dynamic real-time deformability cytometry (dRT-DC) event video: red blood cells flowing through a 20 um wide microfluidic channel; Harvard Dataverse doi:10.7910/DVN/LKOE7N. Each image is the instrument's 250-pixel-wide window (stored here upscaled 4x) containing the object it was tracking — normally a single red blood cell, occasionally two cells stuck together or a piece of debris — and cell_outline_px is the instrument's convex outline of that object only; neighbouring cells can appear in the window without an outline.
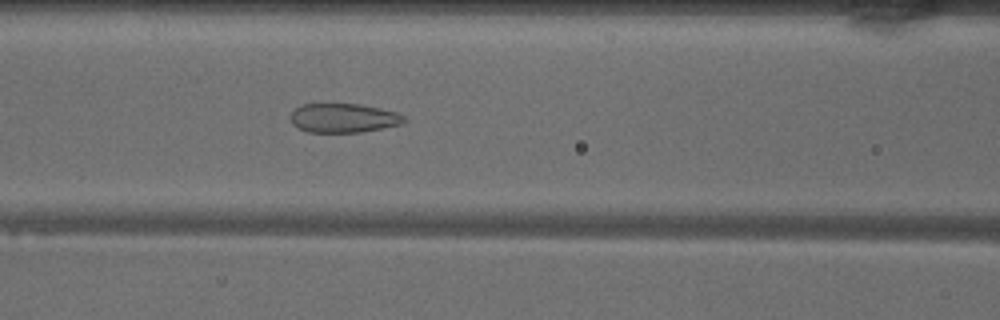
{"species": "common noctule bat (a hibernating species)", "species_latin": "Nyctalus noctula", "temperature_condition": "warm", "stored_images_in_passage": 42, "camera_frame_rate_fps": 3000, "um_per_image_px": 0.085, "animal": {"sex": "male", "body_mass_g": 18.8}, "frame": {"image": 1, "passage_image": 13, "time_ms": 4.0, "image_size_px": [1000, 320], "cell_outline_px": [[408, 120], [400, 124], [360, 132], [308, 132], [292, 124], [292, 112], [300, 104], [360, 104], [380, 108], [396, 112], [404, 116]], "centroid_in_image_um": [29.21, 10.02], "position_along_channel_um": 137.4, "area_um2": 19.07}}
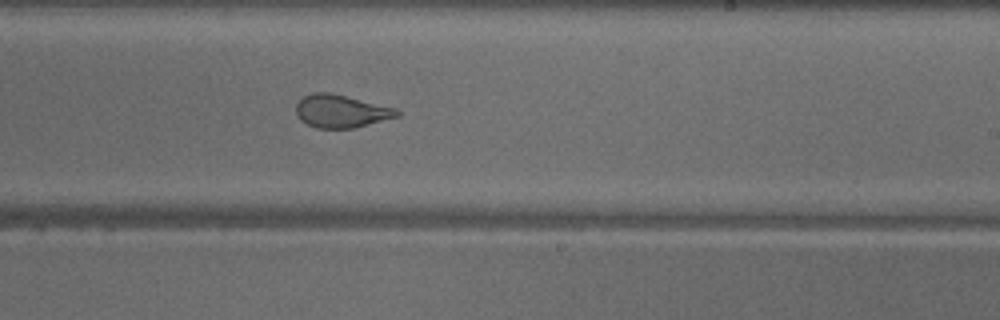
{"frame": {"image": 2, "passage_image": 22, "time_ms": 7.0, "image_size_px": [1000, 320], "cell_outline_px": [[400, 116], [352, 128], [316, 128], [300, 120], [296, 112], [296, 104], [304, 96], [312, 92], [328, 92], [396, 108], [400, 112]], "centroid_in_image_um": [28.98, 9.45], "position_along_channel_um": 260.0, "area_um2": 19.13}}
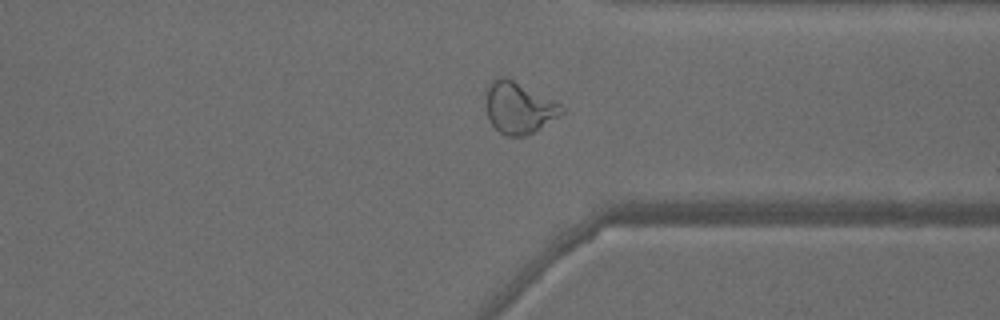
{"frame": {"image": 3, "passage_image": 30, "time_ms": 9.667, "image_size_px": [1000, 320], "cell_outline_px": [[564, 112], [532, 132], [524, 136], [508, 136], [500, 132], [492, 124], [488, 116], [488, 88], [492, 80], [504, 76], [560, 104], [564, 108]], "centroid_in_image_um": [44.1, 9.17], "position_along_channel_um": 367.3, "area_um2": 21.62}, "authors_computed_cell_mechanics": {"area_um2": 22.4842, "velocity_mm_per_s": 4.0914, "shape_relaxation_time_tau1_ms": null, "shape_relaxation_time_tau2_ms": 0.8938, "deformation_change_tau1": null, "deformation_change_tau2": 0.07}}